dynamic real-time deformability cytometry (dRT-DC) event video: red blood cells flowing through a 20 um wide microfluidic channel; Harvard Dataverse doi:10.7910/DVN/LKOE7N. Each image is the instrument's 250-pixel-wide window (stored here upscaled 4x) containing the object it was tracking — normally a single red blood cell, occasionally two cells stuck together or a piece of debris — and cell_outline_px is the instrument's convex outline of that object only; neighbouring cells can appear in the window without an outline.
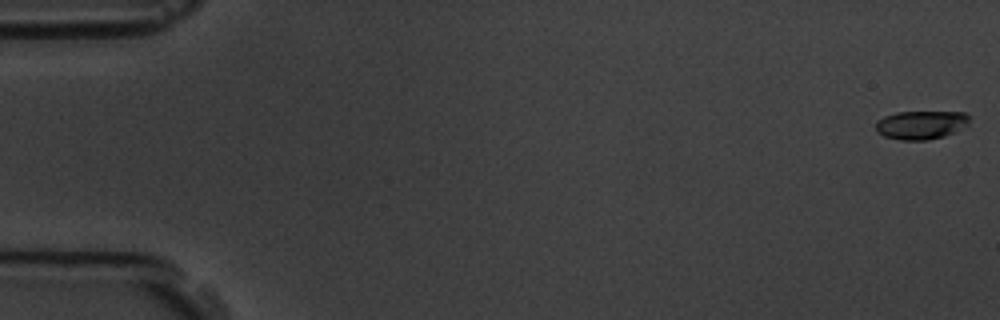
{"species": "common noctule bat (a hibernating species)", "species_latin": "Nyctalus noctula", "temperature_condition": "room temperature", "stored_images_in_passage": 5, "camera_frame_rate_fps": 3000, "um_per_image_px": 0.085, "animal": {"sex": "male", "body_mass_g": 19.5, "forearm_length_mm": 54.6}, "frame": {"image": 1, "passage_image": 1, "time_ms": 0.0, "image_size_px": [1000, 320], "cell_outline_px": [[972, 116], [968, 124], [956, 132], [944, 136], [928, 140], [900, 140], [884, 136], [876, 132], [876, 120], [884, 116], [896, 112], [964, 112]], "centroid_in_image_um": [78.3, 10.61], "position_along_channel_um": 6.7, "area_um2": 15.84}}
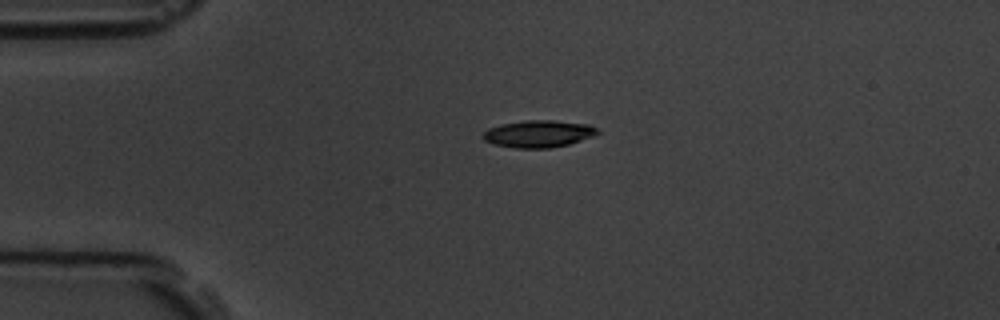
{"frame": {"image": 2, "passage_image": 4, "time_ms": 4.333, "image_size_px": [1000, 320], "cell_outline_px": [[600, 132], [592, 136], [568, 144], [548, 148], [516, 148], [496, 144], [484, 140], [484, 132], [488, 128], [500, 124], [524, 120], [552, 120], [588, 124], [596, 128]], "centroid_in_image_um": [45.76, 11.36], "position_along_channel_um": 39.2, "area_um2": 17.86}}